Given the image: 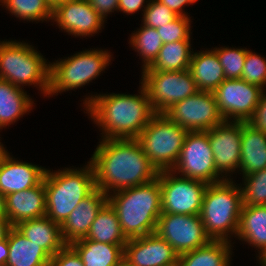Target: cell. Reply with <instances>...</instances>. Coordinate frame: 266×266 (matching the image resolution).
Masks as SVG:
<instances>
[{
	"instance_id": "6da1fadb",
	"label": "cell",
	"mask_w": 266,
	"mask_h": 266,
	"mask_svg": "<svg viewBox=\"0 0 266 266\" xmlns=\"http://www.w3.org/2000/svg\"><path fill=\"white\" fill-rule=\"evenodd\" d=\"M101 140L89 162L94 169L96 188L107 196L157 178L158 170L137 139Z\"/></svg>"
},
{
	"instance_id": "7a4b0ae2",
	"label": "cell",
	"mask_w": 266,
	"mask_h": 266,
	"mask_svg": "<svg viewBox=\"0 0 266 266\" xmlns=\"http://www.w3.org/2000/svg\"><path fill=\"white\" fill-rule=\"evenodd\" d=\"M139 94H96L83 100L91 120L101 128L102 139H137L156 114L146 89Z\"/></svg>"
},
{
	"instance_id": "3957f363",
	"label": "cell",
	"mask_w": 266,
	"mask_h": 266,
	"mask_svg": "<svg viewBox=\"0 0 266 266\" xmlns=\"http://www.w3.org/2000/svg\"><path fill=\"white\" fill-rule=\"evenodd\" d=\"M127 239L155 233L162 214L159 179L116 191L107 196Z\"/></svg>"
},
{
	"instance_id": "277c9868",
	"label": "cell",
	"mask_w": 266,
	"mask_h": 266,
	"mask_svg": "<svg viewBox=\"0 0 266 266\" xmlns=\"http://www.w3.org/2000/svg\"><path fill=\"white\" fill-rule=\"evenodd\" d=\"M83 168H63L58 171L46 170V216L59 224L65 222L70 213L95 188V173L90 162Z\"/></svg>"
},
{
	"instance_id": "5b68a950",
	"label": "cell",
	"mask_w": 266,
	"mask_h": 266,
	"mask_svg": "<svg viewBox=\"0 0 266 266\" xmlns=\"http://www.w3.org/2000/svg\"><path fill=\"white\" fill-rule=\"evenodd\" d=\"M236 184L233 179H226L208 184L205 190L200 217L211 240L232 242L230 237L237 235L243 204Z\"/></svg>"
},
{
	"instance_id": "8992f818",
	"label": "cell",
	"mask_w": 266,
	"mask_h": 266,
	"mask_svg": "<svg viewBox=\"0 0 266 266\" xmlns=\"http://www.w3.org/2000/svg\"><path fill=\"white\" fill-rule=\"evenodd\" d=\"M0 79L21 89L25 85H34L47 97L50 89V62L26 42L0 41Z\"/></svg>"
},
{
	"instance_id": "52a82bcc",
	"label": "cell",
	"mask_w": 266,
	"mask_h": 266,
	"mask_svg": "<svg viewBox=\"0 0 266 266\" xmlns=\"http://www.w3.org/2000/svg\"><path fill=\"white\" fill-rule=\"evenodd\" d=\"M111 56L108 50L92 48L50 63V89L47 97L84 87L109 66Z\"/></svg>"
},
{
	"instance_id": "ba28073f",
	"label": "cell",
	"mask_w": 266,
	"mask_h": 266,
	"mask_svg": "<svg viewBox=\"0 0 266 266\" xmlns=\"http://www.w3.org/2000/svg\"><path fill=\"white\" fill-rule=\"evenodd\" d=\"M188 131L164 113H156L137 140L151 164L158 170H172L178 161Z\"/></svg>"
},
{
	"instance_id": "9c48e42d",
	"label": "cell",
	"mask_w": 266,
	"mask_h": 266,
	"mask_svg": "<svg viewBox=\"0 0 266 266\" xmlns=\"http://www.w3.org/2000/svg\"><path fill=\"white\" fill-rule=\"evenodd\" d=\"M141 82L156 113H164L172 105L196 94L199 90L188 70L141 71Z\"/></svg>"
},
{
	"instance_id": "30bf717a",
	"label": "cell",
	"mask_w": 266,
	"mask_h": 266,
	"mask_svg": "<svg viewBox=\"0 0 266 266\" xmlns=\"http://www.w3.org/2000/svg\"><path fill=\"white\" fill-rule=\"evenodd\" d=\"M162 214L200 215L205 182L175 175L172 170L158 172Z\"/></svg>"
},
{
	"instance_id": "8fae6325",
	"label": "cell",
	"mask_w": 266,
	"mask_h": 266,
	"mask_svg": "<svg viewBox=\"0 0 266 266\" xmlns=\"http://www.w3.org/2000/svg\"><path fill=\"white\" fill-rule=\"evenodd\" d=\"M172 171L179 176L206 184L225 180L216 169L207 131L186 134L180 156Z\"/></svg>"
},
{
	"instance_id": "7c38bea8",
	"label": "cell",
	"mask_w": 266,
	"mask_h": 266,
	"mask_svg": "<svg viewBox=\"0 0 266 266\" xmlns=\"http://www.w3.org/2000/svg\"><path fill=\"white\" fill-rule=\"evenodd\" d=\"M164 114L188 132L208 131L225 121L211 91H198L172 105Z\"/></svg>"
},
{
	"instance_id": "4fadbf2b",
	"label": "cell",
	"mask_w": 266,
	"mask_h": 266,
	"mask_svg": "<svg viewBox=\"0 0 266 266\" xmlns=\"http://www.w3.org/2000/svg\"><path fill=\"white\" fill-rule=\"evenodd\" d=\"M265 90L242 79H225L213 94L225 121L247 122Z\"/></svg>"
},
{
	"instance_id": "5bb4252c",
	"label": "cell",
	"mask_w": 266,
	"mask_h": 266,
	"mask_svg": "<svg viewBox=\"0 0 266 266\" xmlns=\"http://www.w3.org/2000/svg\"><path fill=\"white\" fill-rule=\"evenodd\" d=\"M155 233L167 241L178 255L204 246L211 240L200 215L161 214Z\"/></svg>"
},
{
	"instance_id": "9a60e30c",
	"label": "cell",
	"mask_w": 266,
	"mask_h": 266,
	"mask_svg": "<svg viewBox=\"0 0 266 266\" xmlns=\"http://www.w3.org/2000/svg\"><path fill=\"white\" fill-rule=\"evenodd\" d=\"M207 132L218 173L225 180L233 179L240 166L242 122L224 121Z\"/></svg>"
},
{
	"instance_id": "2e32d148",
	"label": "cell",
	"mask_w": 266,
	"mask_h": 266,
	"mask_svg": "<svg viewBox=\"0 0 266 266\" xmlns=\"http://www.w3.org/2000/svg\"><path fill=\"white\" fill-rule=\"evenodd\" d=\"M52 21L62 31L75 37L93 36L102 30L106 22L87 0H66L56 4Z\"/></svg>"
},
{
	"instance_id": "e0dca14e",
	"label": "cell",
	"mask_w": 266,
	"mask_h": 266,
	"mask_svg": "<svg viewBox=\"0 0 266 266\" xmlns=\"http://www.w3.org/2000/svg\"><path fill=\"white\" fill-rule=\"evenodd\" d=\"M178 254L156 233L128 239L123 260L130 266H177Z\"/></svg>"
},
{
	"instance_id": "ac0fdd59",
	"label": "cell",
	"mask_w": 266,
	"mask_h": 266,
	"mask_svg": "<svg viewBox=\"0 0 266 266\" xmlns=\"http://www.w3.org/2000/svg\"><path fill=\"white\" fill-rule=\"evenodd\" d=\"M46 170L42 166L19 161L7 152L0 159V193L7 196L33 188L43 181Z\"/></svg>"
},
{
	"instance_id": "d6986e66",
	"label": "cell",
	"mask_w": 266,
	"mask_h": 266,
	"mask_svg": "<svg viewBox=\"0 0 266 266\" xmlns=\"http://www.w3.org/2000/svg\"><path fill=\"white\" fill-rule=\"evenodd\" d=\"M107 203V195L95 188L70 213L60 226L62 239L66 244L86 237L97 213Z\"/></svg>"
},
{
	"instance_id": "ffe728a7",
	"label": "cell",
	"mask_w": 266,
	"mask_h": 266,
	"mask_svg": "<svg viewBox=\"0 0 266 266\" xmlns=\"http://www.w3.org/2000/svg\"><path fill=\"white\" fill-rule=\"evenodd\" d=\"M6 215L12 226L25 220L46 216L44 180L37 186L5 196Z\"/></svg>"
},
{
	"instance_id": "44dd1931",
	"label": "cell",
	"mask_w": 266,
	"mask_h": 266,
	"mask_svg": "<svg viewBox=\"0 0 266 266\" xmlns=\"http://www.w3.org/2000/svg\"><path fill=\"white\" fill-rule=\"evenodd\" d=\"M237 238L256 248L257 261L266 256V205L242 207Z\"/></svg>"
},
{
	"instance_id": "7402d4cb",
	"label": "cell",
	"mask_w": 266,
	"mask_h": 266,
	"mask_svg": "<svg viewBox=\"0 0 266 266\" xmlns=\"http://www.w3.org/2000/svg\"><path fill=\"white\" fill-rule=\"evenodd\" d=\"M15 227L28 240L41 246L51 257L66 245L62 239L60 225L47 216L22 221Z\"/></svg>"
},
{
	"instance_id": "603a6c76",
	"label": "cell",
	"mask_w": 266,
	"mask_h": 266,
	"mask_svg": "<svg viewBox=\"0 0 266 266\" xmlns=\"http://www.w3.org/2000/svg\"><path fill=\"white\" fill-rule=\"evenodd\" d=\"M265 168L266 133L242 122L240 174L250 175Z\"/></svg>"
},
{
	"instance_id": "cb8c5ba5",
	"label": "cell",
	"mask_w": 266,
	"mask_h": 266,
	"mask_svg": "<svg viewBox=\"0 0 266 266\" xmlns=\"http://www.w3.org/2000/svg\"><path fill=\"white\" fill-rule=\"evenodd\" d=\"M8 259L5 266H49L51 256L28 240L15 226L8 233Z\"/></svg>"
},
{
	"instance_id": "d4e9b609",
	"label": "cell",
	"mask_w": 266,
	"mask_h": 266,
	"mask_svg": "<svg viewBox=\"0 0 266 266\" xmlns=\"http://www.w3.org/2000/svg\"><path fill=\"white\" fill-rule=\"evenodd\" d=\"M189 71L199 91L213 92L226 79L214 49L193 51Z\"/></svg>"
},
{
	"instance_id": "484cf974",
	"label": "cell",
	"mask_w": 266,
	"mask_h": 266,
	"mask_svg": "<svg viewBox=\"0 0 266 266\" xmlns=\"http://www.w3.org/2000/svg\"><path fill=\"white\" fill-rule=\"evenodd\" d=\"M84 266H118L124 258L125 244H109L81 238L69 244Z\"/></svg>"
},
{
	"instance_id": "4316f807",
	"label": "cell",
	"mask_w": 266,
	"mask_h": 266,
	"mask_svg": "<svg viewBox=\"0 0 266 266\" xmlns=\"http://www.w3.org/2000/svg\"><path fill=\"white\" fill-rule=\"evenodd\" d=\"M33 101L24 89L0 79V129L9 127L30 112Z\"/></svg>"
},
{
	"instance_id": "83f0119b",
	"label": "cell",
	"mask_w": 266,
	"mask_h": 266,
	"mask_svg": "<svg viewBox=\"0 0 266 266\" xmlns=\"http://www.w3.org/2000/svg\"><path fill=\"white\" fill-rule=\"evenodd\" d=\"M230 241L210 240L206 245L178 256L177 266H231Z\"/></svg>"
},
{
	"instance_id": "f1b7e54d",
	"label": "cell",
	"mask_w": 266,
	"mask_h": 266,
	"mask_svg": "<svg viewBox=\"0 0 266 266\" xmlns=\"http://www.w3.org/2000/svg\"><path fill=\"white\" fill-rule=\"evenodd\" d=\"M85 238L109 244H126L128 241L122 232L115 210L108 202L97 213Z\"/></svg>"
},
{
	"instance_id": "f546056e",
	"label": "cell",
	"mask_w": 266,
	"mask_h": 266,
	"mask_svg": "<svg viewBox=\"0 0 266 266\" xmlns=\"http://www.w3.org/2000/svg\"><path fill=\"white\" fill-rule=\"evenodd\" d=\"M192 54L191 41L166 43L162 45L155 61L146 69L166 72L188 70Z\"/></svg>"
},
{
	"instance_id": "4dcf8cb0",
	"label": "cell",
	"mask_w": 266,
	"mask_h": 266,
	"mask_svg": "<svg viewBox=\"0 0 266 266\" xmlns=\"http://www.w3.org/2000/svg\"><path fill=\"white\" fill-rule=\"evenodd\" d=\"M137 30L131 34L129 44L141 57L143 63L141 68L143 70L155 61L163 42L157 30L154 28L142 24L140 29L138 28Z\"/></svg>"
},
{
	"instance_id": "1f68e13d",
	"label": "cell",
	"mask_w": 266,
	"mask_h": 266,
	"mask_svg": "<svg viewBox=\"0 0 266 266\" xmlns=\"http://www.w3.org/2000/svg\"><path fill=\"white\" fill-rule=\"evenodd\" d=\"M0 3L16 18L24 21L52 20L53 7L47 0H0Z\"/></svg>"
},
{
	"instance_id": "d6a6232c",
	"label": "cell",
	"mask_w": 266,
	"mask_h": 266,
	"mask_svg": "<svg viewBox=\"0 0 266 266\" xmlns=\"http://www.w3.org/2000/svg\"><path fill=\"white\" fill-rule=\"evenodd\" d=\"M240 186L243 206L266 205V168L250 175L242 176Z\"/></svg>"
},
{
	"instance_id": "836d02e7",
	"label": "cell",
	"mask_w": 266,
	"mask_h": 266,
	"mask_svg": "<svg viewBox=\"0 0 266 266\" xmlns=\"http://www.w3.org/2000/svg\"><path fill=\"white\" fill-rule=\"evenodd\" d=\"M216 51L220 64L222 65L226 79H241L242 70L246 58L247 48H213Z\"/></svg>"
},
{
	"instance_id": "e575fe53",
	"label": "cell",
	"mask_w": 266,
	"mask_h": 266,
	"mask_svg": "<svg viewBox=\"0 0 266 266\" xmlns=\"http://www.w3.org/2000/svg\"><path fill=\"white\" fill-rule=\"evenodd\" d=\"M241 79L264 89L266 86V59L251 50L247 51Z\"/></svg>"
},
{
	"instance_id": "d590c367",
	"label": "cell",
	"mask_w": 266,
	"mask_h": 266,
	"mask_svg": "<svg viewBox=\"0 0 266 266\" xmlns=\"http://www.w3.org/2000/svg\"><path fill=\"white\" fill-rule=\"evenodd\" d=\"M191 20L189 16H178L170 23L157 28L163 44L177 41H191Z\"/></svg>"
},
{
	"instance_id": "8d00e7d4",
	"label": "cell",
	"mask_w": 266,
	"mask_h": 266,
	"mask_svg": "<svg viewBox=\"0 0 266 266\" xmlns=\"http://www.w3.org/2000/svg\"><path fill=\"white\" fill-rule=\"evenodd\" d=\"M142 15L141 24L154 29L170 23L179 16L157 0H150Z\"/></svg>"
},
{
	"instance_id": "74e56055",
	"label": "cell",
	"mask_w": 266,
	"mask_h": 266,
	"mask_svg": "<svg viewBox=\"0 0 266 266\" xmlns=\"http://www.w3.org/2000/svg\"><path fill=\"white\" fill-rule=\"evenodd\" d=\"M49 266H84L78 253L66 244L50 260Z\"/></svg>"
},
{
	"instance_id": "f35d334b",
	"label": "cell",
	"mask_w": 266,
	"mask_h": 266,
	"mask_svg": "<svg viewBox=\"0 0 266 266\" xmlns=\"http://www.w3.org/2000/svg\"><path fill=\"white\" fill-rule=\"evenodd\" d=\"M254 129L266 133V93L264 92L253 115L247 121Z\"/></svg>"
},
{
	"instance_id": "ab89813d",
	"label": "cell",
	"mask_w": 266,
	"mask_h": 266,
	"mask_svg": "<svg viewBox=\"0 0 266 266\" xmlns=\"http://www.w3.org/2000/svg\"><path fill=\"white\" fill-rule=\"evenodd\" d=\"M91 7L102 17L105 21L108 14L118 11V0H87Z\"/></svg>"
},
{
	"instance_id": "60d3db41",
	"label": "cell",
	"mask_w": 266,
	"mask_h": 266,
	"mask_svg": "<svg viewBox=\"0 0 266 266\" xmlns=\"http://www.w3.org/2000/svg\"><path fill=\"white\" fill-rule=\"evenodd\" d=\"M146 1V5H145ZM150 0H118V10L127 15H132L142 9L143 13ZM144 9H143V8Z\"/></svg>"
},
{
	"instance_id": "b9f144b4",
	"label": "cell",
	"mask_w": 266,
	"mask_h": 266,
	"mask_svg": "<svg viewBox=\"0 0 266 266\" xmlns=\"http://www.w3.org/2000/svg\"><path fill=\"white\" fill-rule=\"evenodd\" d=\"M161 4L166 5L170 10L179 16H190L185 12L184 7L197 2L198 0H157ZM184 10V11H183Z\"/></svg>"
},
{
	"instance_id": "7bdbcfd3",
	"label": "cell",
	"mask_w": 266,
	"mask_h": 266,
	"mask_svg": "<svg viewBox=\"0 0 266 266\" xmlns=\"http://www.w3.org/2000/svg\"><path fill=\"white\" fill-rule=\"evenodd\" d=\"M8 236L0 241V266H5L8 259Z\"/></svg>"
},
{
	"instance_id": "ee69618b",
	"label": "cell",
	"mask_w": 266,
	"mask_h": 266,
	"mask_svg": "<svg viewBox=\"0 0 266 266\" xmlns=\"http://www.w3.org/2000/svg\"><path fill=\"white\" fill-rule=\"evenodd\" d=\"M13 226L7 218H0V241L7 238L9 230Z\"/></svg>"
},
{
	"instance_id": "f6af8a7d",
	"label": "cell",
	"mask_w": 266,
	"mask_h": 266,
	"mask_svg": "<svg viewBox=\"0 0 266 266\" xmlns=\"http://www.w3.org/2000/svg\"><path fill=\"white\" fill-rule=\"evenodd\" d=\"M0 218H7L5 196L0 193Z\"/></svg>"
},
{
	"instance_id": "bcb514c9",
	"label": "cell",
	"mask_w": 266,
	"mask_h": 266,
	"mask_svg": "<svg viewBox=\"0 0 266 266\" xmlns=\"http://www.w3.org/2000/svg\"><path fill=\"white\" fill-rule=\"evenodd\" d=\"M8 152L3 144L0 142V159Z\"/></svg>"
},
{
	"instance_id": "7dc6e473",
	"label": "cell",
	"mask_w": 266,
	"mask_h": 266,
	"mask_svg": "<svg viewBox=\"0 0 266 266\" xmlns=\"http://www.w3.org/2000/svg\"><path fill=\"white\" fill-rule=\"evenodd\" d=\"M47 1L51 4L52 7H54L56 4L66 0H47Z\"/></svg>"
},
{
	"instance_id": "c3c4849f",
	"label": "cell",
	"mask_w": 266,
	"mask_h": 266,
	"mask_svg": "<svg viewBox=\"0 0 266 266\" xmlns=\"http://www.w3.org/2000/svg\"><path fill=\"white\" fill-rule=\"evenodd\" d=\"M259 264H260L261 266H266V256L263 257V258L259 261Z\"/></svg>"
},
{
	"instance_id": "681fc988",
	"label": "cell",
	"mask_w": 266,
	"mask_h": 266,
	"mask_svg": "<svg viewBox=\"0 0 266 266\" xmlns=\"http://www.w3.org/2000/svg\"><path fill=\"white\" fill-rule=\"evenodd\" d=\"M118 266H130L124 260Z\"/></svg>"
}]
</instances>
